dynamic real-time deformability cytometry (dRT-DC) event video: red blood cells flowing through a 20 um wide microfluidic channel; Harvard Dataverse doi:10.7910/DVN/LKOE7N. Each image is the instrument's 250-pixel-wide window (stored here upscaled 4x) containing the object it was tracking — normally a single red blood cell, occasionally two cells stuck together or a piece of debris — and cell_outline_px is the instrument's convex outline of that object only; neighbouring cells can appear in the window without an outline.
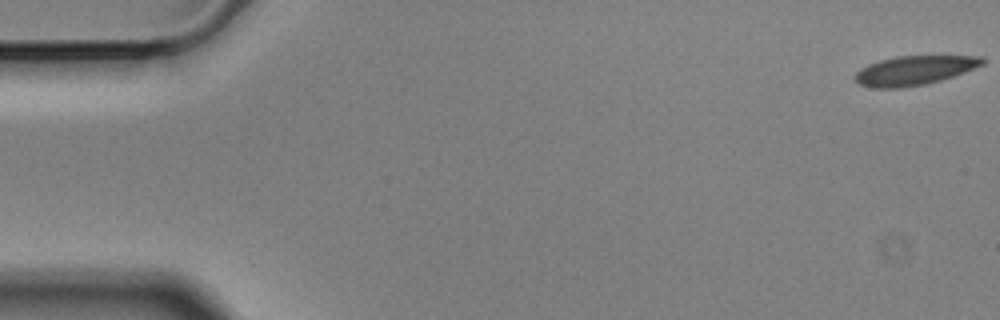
{"species": "Egyptian fruit bat (a non-hibernating species)", "species_latin": "Rousettus aegyptiacus", "temperature_condition": "cold", "stored_images_in_passage": 57, "camera_frame_rate_fps": 3000, "um_per_image_px": 0.085, "animal": {"sex": "male"}, "frame": {"image": 1, "passage_image": 1, "time_ms": 0.0, "image_size_px": [1000, 320], "cell_outline_px": [[984, 64], [952, 76], [940, 80], [924, 84], [900, 88], [872, 88], [860, 84], [852, 76], [860, 68], [868, 64], [880, 60], [896, 56], [984, 56]], "centroid_in_image_um": [77.67, 5.98], "position_along_channel_um": 7.3, "area_um2": 21.56}}
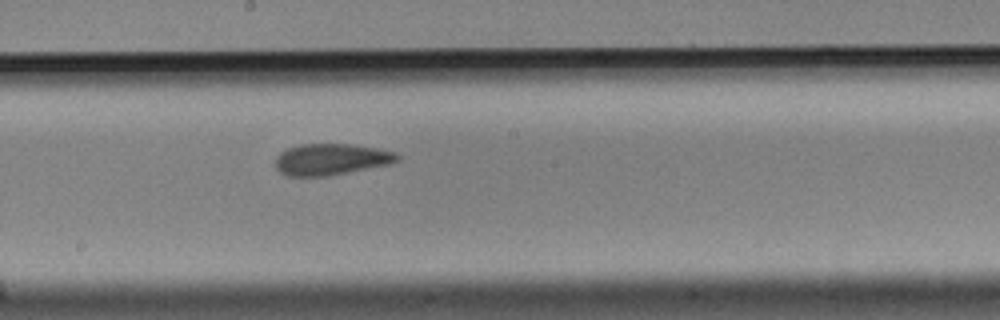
{"frame": {"image": 2, "passage_image": 31, "time_ms": 10.0, "image_size_px": [1000, 320], "cell_outline_px": [[400, 160], [388, 164], [328, 176], [284, 176], [276, 168], [276, 156], [280, 152], [288, 148], [300, 144], [352, 144], [376, 148], [392, 152], [400, 156]], "centroid_in_image_um": [28.1, 13.54], "position_along_channel_um": 220.1, "area_um2": 22.2}}
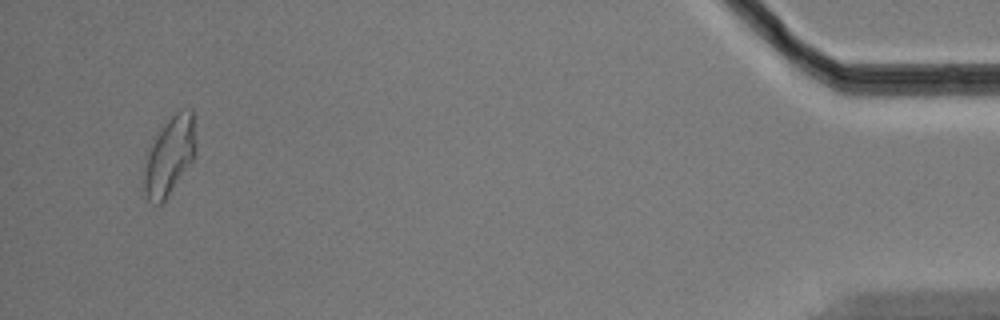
{"frame": {"image": 3, "passage_image": 55, "time_ms": 18.0, "image_size_px": [1000, 320], "cell_outline_px": [[192, 160], [164, 200], [160, 204], [152, 204], [148, 200], [144, 192], [144, 172], [148, 144], [168, 120], [176, 112], [184, 108], [192, 108]], "centroid_in_image_um": [14.31, 13.27], "position_along_channel_um": 420.9, "area_um2": 22.6}, "authors_computed_cell_mechanics": {"area_um2": 22.3108, "velocity_mm_per_s": 3.4952, "shape_relaxation_time_tau1_ms": null, "shape_relaxation_time_tau2_ms": 1.8187, "deformation_change_tau1": null, "deformation_change_tau2": 0.0488}}